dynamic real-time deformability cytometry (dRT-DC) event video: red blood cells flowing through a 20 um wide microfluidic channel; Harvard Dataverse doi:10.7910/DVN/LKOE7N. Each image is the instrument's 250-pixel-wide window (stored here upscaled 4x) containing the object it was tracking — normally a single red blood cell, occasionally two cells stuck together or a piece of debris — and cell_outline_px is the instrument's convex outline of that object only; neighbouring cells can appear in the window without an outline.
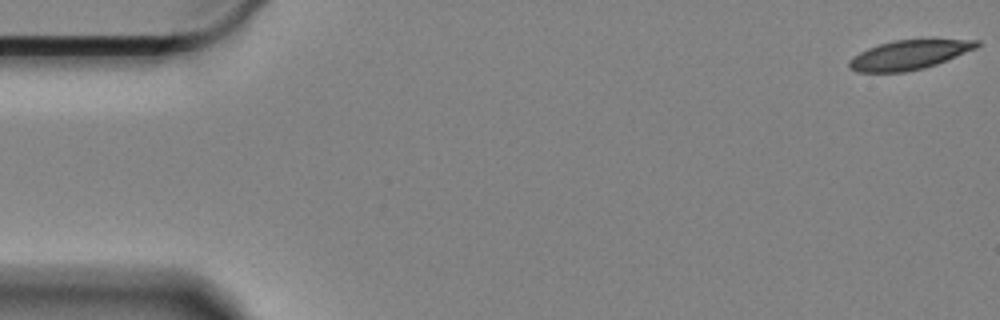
{"species": "Egyptian fruit bat (a non-hibernating species)", "species_latin": "Rousettus aegyptiacus", "temperature_condition": "cold", "stored_images_in_passage": 60, "camera_frame_rate_fps": 3000, "um_per_image_px": 0.085, "animal": {"sex": "female"}, "frame": {"image": 1, "passage_image": 1, "time_ms": 0.0, "image_size_px": [1000, 320], "cell_outline_px": [[980, 44], [976, 48], [936, 64], [924, 68], [904, 72], [856, 72], [848, 68], [848, 60], [852, 56], [868, 48], [892, 40], [980, 40]], "centroid_in_image_um": [77.2, 4.67], "position_along_channel_um": 7.8, "area_um2": 21.62}}
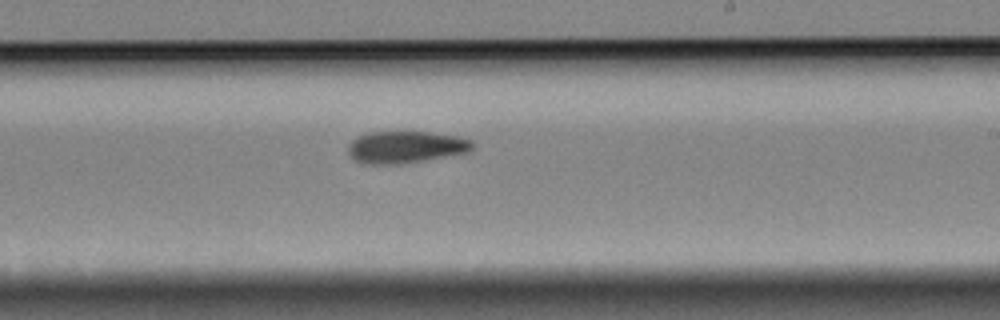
{"frame": {"image": 2, "passage_image": 35, "time_ms": 11.333, "image_size_px": [1000, 320], "cell_outline_px": [[476, 144], [468, 152], [424, 160], [400, 164], [364, 164], [356, 160], [348, 152], [348, 144], [352, 140], [368, 132], [432, 132], [456, 136], [472, 140]], "centroid_in_image_um": [34.5, 12.5], "position_along_channel_um": 254.5, "area_um2": 23.12}}
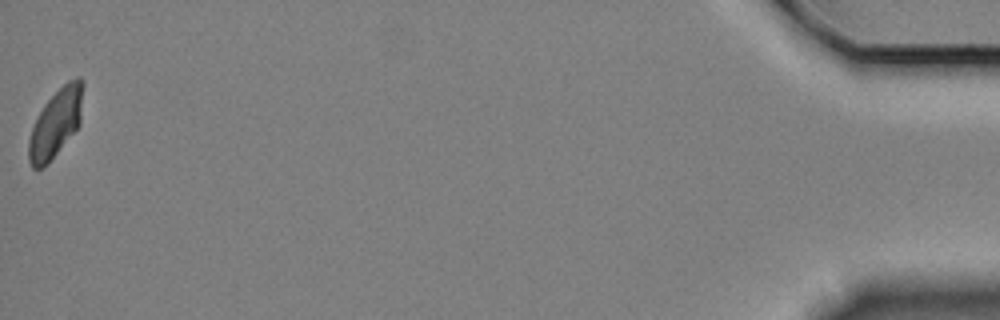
{"frame": {"image": 3, "passage_image": 60, "time_ms": 19.667, "image_size_px": [1000, 320], "cell_outline_px": [[84, 84], [80, 124], [48, 164], [44, 168], [32, 168], [28, 160], [28, 140], [32, 128], [44, 104], [68, 80], [76, 76], [80, 76], [84, 80]], "centroid_in_image_um": [4.76, 10.45], "position_along_channel_um": 430.4, "area_um2": 21.56}, "authors_computed_cell_mechanics": {"area_um2": 22.9755, "velocity_mm_per_s": 3.2936, "shape_relaxation_time_tau1_ms": 4.5418, "shape_relaxation_time_tau2_ms": 10.1108, "deformation_change_tau1": 0.1192, "deformation_change_tau2": 0.1283}}